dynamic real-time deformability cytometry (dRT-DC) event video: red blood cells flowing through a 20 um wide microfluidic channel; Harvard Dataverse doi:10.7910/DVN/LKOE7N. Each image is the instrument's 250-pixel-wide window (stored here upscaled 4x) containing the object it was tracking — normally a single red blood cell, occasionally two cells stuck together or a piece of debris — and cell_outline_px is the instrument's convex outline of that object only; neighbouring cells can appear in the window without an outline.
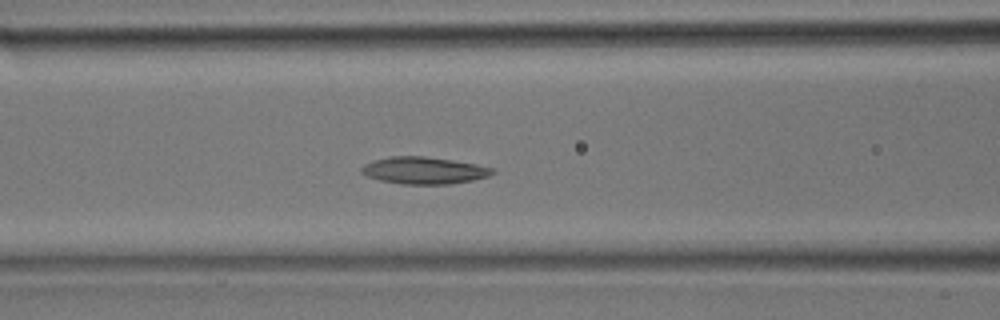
{"species": "common noctule bat (a hibernating species)", "species_latin": "Nyctalus noctula", "temperature_condition": "room temperature", "stored_images_in_passage": 31, "camera_frame_rate_fps": 3000, "um_per_image_px": 0.085, "animal": {"sex": "male", "body_mass_g": 17.9}, "frame": {"image": 1, "passage_image": 13, "time_ms": 4.0, "image_size_px": [1000, 320], "cell_outline_px": [[496, 172], [488, 176], [472, 180], [448, 184], [400, 184], [380, 180], [368, 176], [360, 172], [360, 168], [364, 164], [372, 160], [392, 156], [424, 156], [452, 160], [476, 164], [492, 168]], "centroid_in_image_um": [36.0, 14.48], "position_along_channel_um": 130.6, "area_um2": 20.58}}
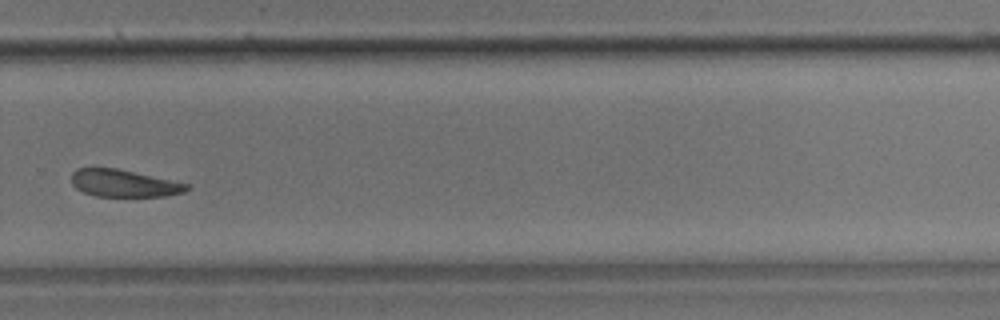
{"frame": {"image": 2, "passage_image": 22, "time_ms": 7.0, "image_size_px": [1000, 320], "cell_outline_px": [[192, 184], [184, 192], [164, 196], [96, 196], [84, 192], [76, 188], [72, 184], [72, 172], [76, 168], [92, 164], [116, 168]], "centroid_in_image_um": [10.47, 15.53], "position_along_channel_um": 319.3, "area_um2": 18.84}}
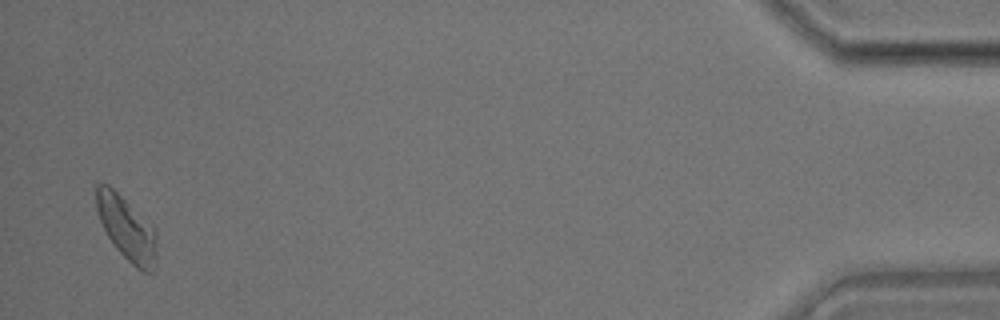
{"frame": {"image": 3, "passage_image": 31, "time_ms": 10.0, "image_size_px": [1000, 320], "cell_outline_px": [[156, 260], [152, 272], [140, 272], [116, 248], [108, 236], [100, 220], [96, 208], [96, 184], [108, 184], [156, 232]], "centroid_in_image_um": [10.75, 19.46], "position_along_channel_um": 424.4, "area_um2": 21.62}}